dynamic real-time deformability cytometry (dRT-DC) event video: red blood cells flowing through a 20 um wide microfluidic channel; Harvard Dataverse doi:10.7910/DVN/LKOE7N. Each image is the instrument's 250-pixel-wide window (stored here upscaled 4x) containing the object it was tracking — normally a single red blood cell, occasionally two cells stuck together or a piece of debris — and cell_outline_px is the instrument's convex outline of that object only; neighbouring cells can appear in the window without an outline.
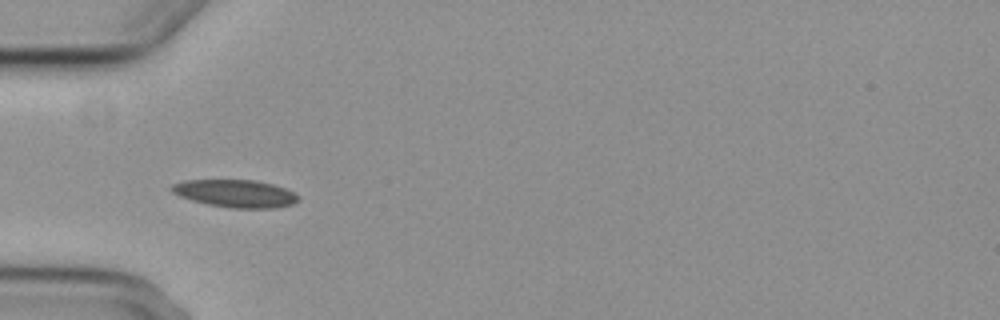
{"species": "common noctule bat (a hibernating species)", "species_latin": "Nyctalus noctula", "temperature_condition": "cold", "stored_images_in_passage": 6, "camera_frame_rate_fps": 3000, "um_per_image_px": 0.085, "animal": {"sex": "female", "body_mass_g": 29.2, "forearm_length_mm": 56.3}, "frame": {"image": 1, "passage_image": 6, "time_ms": 5.667, "image_size_px": [1000, 320], "cell_outline_px": [[300, 200], [292, 204], [276, 208], [228, 208], [208, 204], [192, 200], [180, 196], [172, 192], [168, 188], [172, 184], [184, 180], [256, 180], [272, 184], [296, 192], [300, 196]], "centroid_in_image_um": [20.03, 16.45], "position_along_channel_um": 65.0, "area_um2": 20.58}}